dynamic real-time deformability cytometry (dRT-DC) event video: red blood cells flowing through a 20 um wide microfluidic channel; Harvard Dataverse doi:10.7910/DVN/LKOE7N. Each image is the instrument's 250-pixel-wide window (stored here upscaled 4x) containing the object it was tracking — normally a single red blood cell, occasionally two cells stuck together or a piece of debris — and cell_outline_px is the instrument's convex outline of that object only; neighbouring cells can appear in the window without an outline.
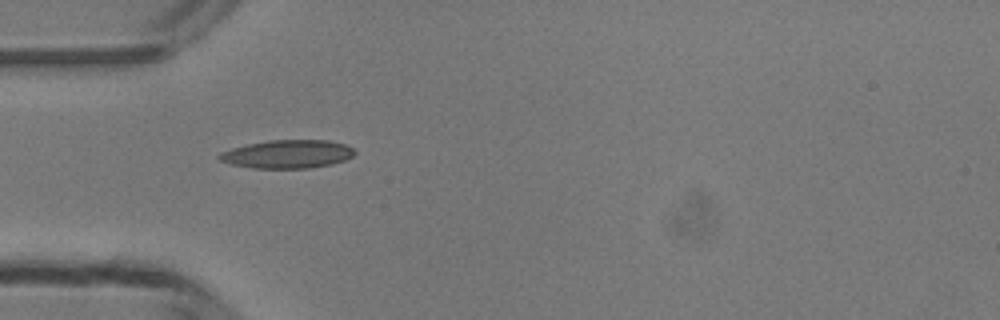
{"species": "common noctule bat (a hibernating species)", "species_latin": "Nyctalus noctula", "temperature_condition": "room temperature", "stored_images_in_passage": 25, "camera_frame_rate_fps": 3000, "um_per_image_px": 0.085, "animal": {"sex": "male", "body_mass_g": 13.3}, "frame": {"image": 1, "passage_image": 1, "time_ms": 0.0, "image_size_px": [1000, 320], "cell_outline_px": [[356, 152], [352, 156], [344, 160], [332, 164], [308, 168], [252, 168], [232, 164], [220, 160], [216, 156], [220, 152], [232, 148], [248, 144], [268, 140], [328, 140], [344, 144], [352, 148]], "centroid_in_image_um": [24.42, 13.09], "position_along_channel_um": 60.6, "area_um2": 22.25}}
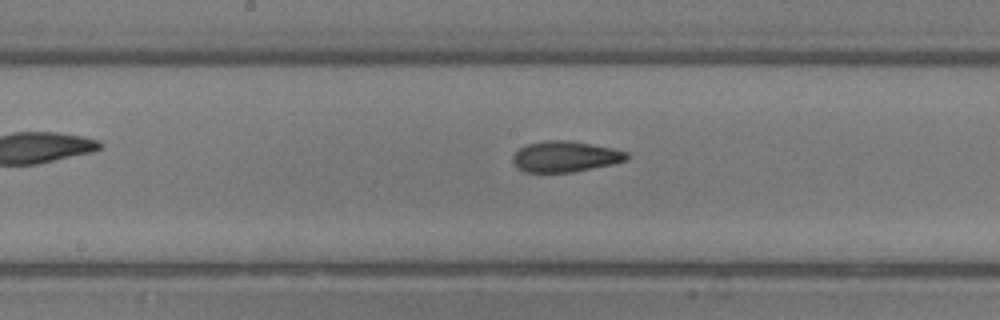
{"frame": {"image": 2, "passage_image": 11, "time_ms": 3.333, "image_size_px": [1000, 320], "cell_outline_px": [[628, 160], [612, 164], [572, 172], [524, 172], [516, 168], [512, 160], [512, 156], [520, 148], [528, 144], [544, 140], [568, 140], [612, 148], [628, 152]], "centroid_in_image_um": [48.02, 13.31], "position_along_channel_um": 200.2, "area_um2": 20.46}}
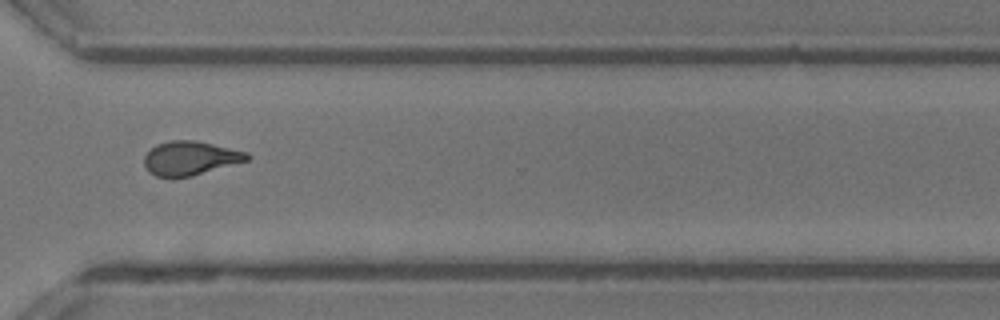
{"frame": {"image": 3, "passage_image": 22, "time_ms": 7.0, "image_size_px": [1000, 320], "cell_outline_px": [[252, 156], [248, 160], [192, 176], [156, 176], [148, 172], [144, 164], [144, 156], [156, 144], [168, 140], [196, 140], [248, 152]], "centroid_in_image_um": [16.17, 13.43], "position_along_channel_um": 354.4, "area_um2": 20.29}, "authors_computed_cell_mechanics": {"area_um2": 20.519, "velocity_mm_per_s": 4.2184, "shape_relaxation_time_tau1_ms": 7.5274, "shape_relaxation_time_tau2_ms": 2.4754, "deformation_change_tau1": 0.2208, "deformation_change_tau2": 0.1059}}